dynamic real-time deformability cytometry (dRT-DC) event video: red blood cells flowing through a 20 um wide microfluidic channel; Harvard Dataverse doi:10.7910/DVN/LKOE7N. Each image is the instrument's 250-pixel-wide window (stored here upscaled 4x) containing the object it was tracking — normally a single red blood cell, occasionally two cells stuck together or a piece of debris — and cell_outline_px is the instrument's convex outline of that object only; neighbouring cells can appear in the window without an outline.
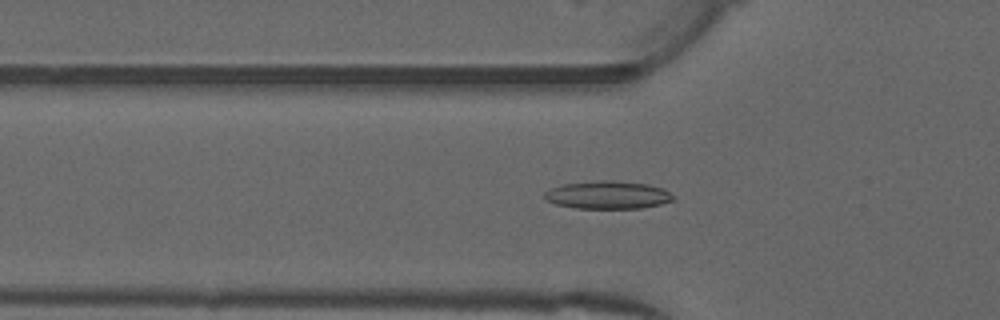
{"species": "common noctule bat (a hibernating species)", "species_latin": "Nyctalus noctula", "temperature_condition": "warm", "stored_images_in_passage": 37, "camera_frame_rate_fps": 3000, "um_per_image_px": 0.085, "animal": {"sex": "male", "forearm_length_mm": 52.5}, "frame": {"image": 1, "passage_image": 4, "time_ms": 1.0, "image_size_px": [1000, 320], "cell_outline_px": [[672, 200], [660, 204], [640, 208], [576, 208], [556, 204], [544, 200], [544, 192], [552, 188], [564, 184], [604, 180], [608, 180], [648, 184], [660, 188], [668, 192], [672, 196]], "centroid_in_image_um": [51.6, 16.57], "position_along_channel_um": 74.2, "area_um2": 20.52}}
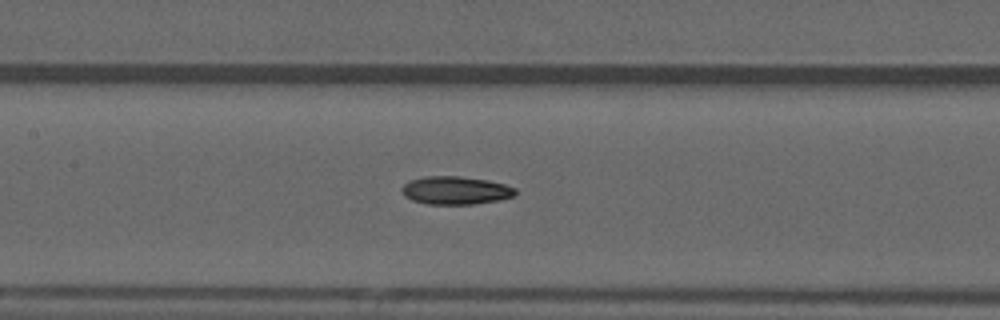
{"frame": {"image": 2, "passage_image": 11, "time_ms": 3.333, "image_size_px": [1000, 320], "cell_outline_px": [[516, 196], [496, 200], [472, 204], [424, 204], [412, 200], [404, 196], [404, 184], [412, 180], [424, 176], [460, 176], [488, 180], [504, 184], [516, 188]], "centroid_in_image_um": [38.75, 16.18], "position_along_channel_um": 168.6, "area_um2": 18.44}}
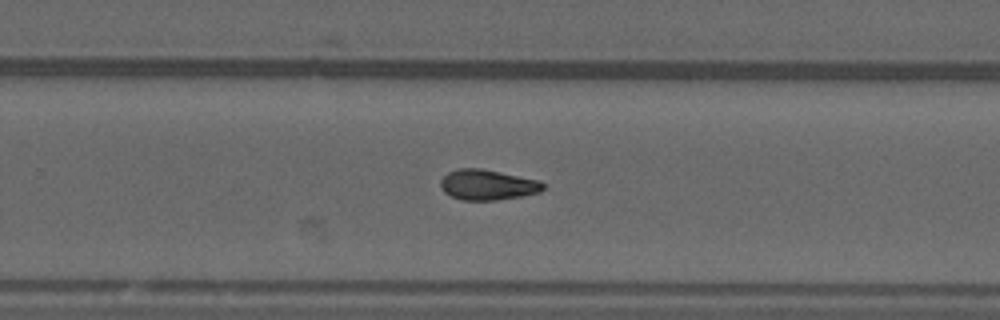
{"frame": {"image": 3, "passage_image": 20, "time_ms": 6.333, "image_size_px": [1000, 320], "cell_outline_px": [[544, 188], [540, 192], [524, 196], [496, 200], [464, 200], [452, 196], [444, 192], [440, 188], [440, 180], [448, 172], [456, 168], [480, 168], [540, 180], [544, 184]], "centroid_in_image_um": [41.44, 15.7], "position_along_channel_um": 288.4, "area_um2": 18.26}, "authors_computed_cell_mechanics": {"area_um2": 18.0336, "velocity_mm_per_s": 4.0095, "shape_relaxation_time_tau1_ms": null, "shape_relaxation_time_tau2_ms": 3.9686, "deformation_change_tau1": null, "deformation_change_tau2": 0.1073}}